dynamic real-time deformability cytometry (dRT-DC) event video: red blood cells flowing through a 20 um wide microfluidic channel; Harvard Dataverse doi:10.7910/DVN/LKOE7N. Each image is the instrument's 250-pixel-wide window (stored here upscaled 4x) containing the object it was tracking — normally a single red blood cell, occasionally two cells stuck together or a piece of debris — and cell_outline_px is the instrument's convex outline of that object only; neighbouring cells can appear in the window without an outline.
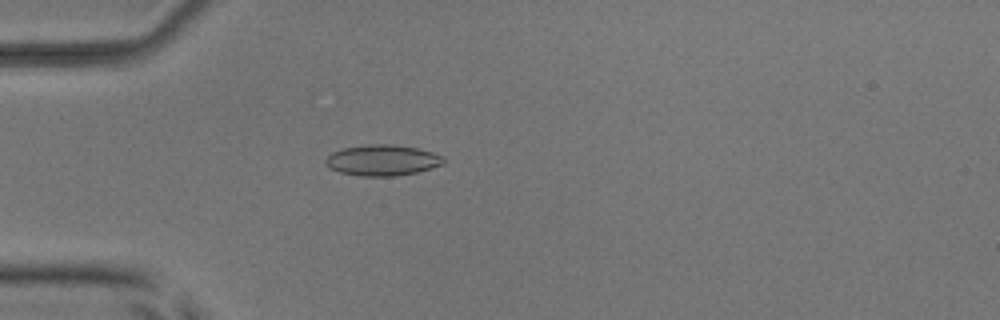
{"species": "common noctule bat (a hibernating species)", "species_latin": "Nyctalus noctula", "temperature_condition": "room temperature", "stored_images_in_passage": 36, "camera_frame_rate_fps": 3000, "um_per_image_px": 0.085, "animal": {"sex": "male", "body_mass_g": 17.9, "forearm_length_mm": 54.2}, "frame": {"image": 1, "passage_image": 1, "time_ms": 0.0, "image_size_px": [1000, 320], "cell_outline_px": [[444, 164], [432, 168], [416, 172], [396, 176], [360, 176], [340, 172], [324, 164], [324, 160], [332, 152], [344, 148], [368, 144], [392, 144], [416, 148], [432, 152], [444, 156]], "centroid_in_image_um": [32.51, 13.62], "position_along_channel_um": 52.5, "area_um2": 21.21}}
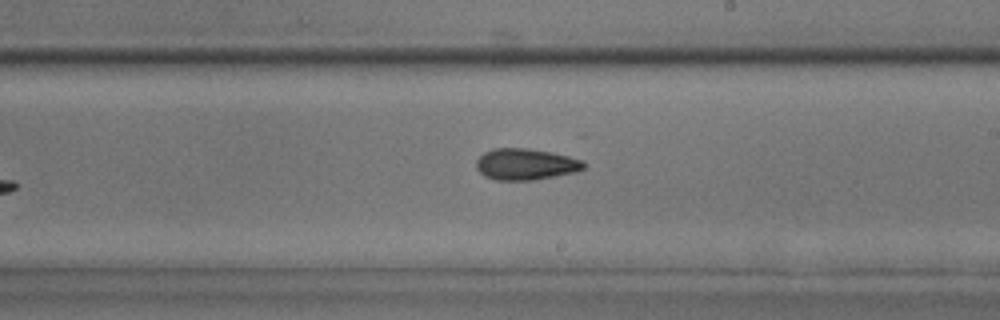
{"frame": {"image": 2, "passage_image": 17, "time_ms": 5.333, "image_size_px": [1000, 320], "cell_outline_px": [[588, 164], [584, 168], [576, 172], [532, 180], [496, 180], [484, 176], [476, 168], [476, 160], [484, 152], [492, 148], [528, 148], [552, 152], [584, 160]], "centroid_in_image_um": [44.69, 13.95], "position_along_channel_um": 244.3, "area_um2": 19.83}}
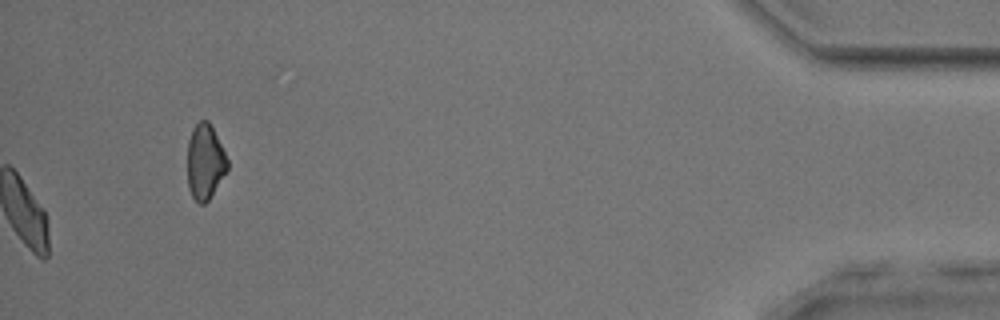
{"frame": {"image": 3, "passage_image": 36, "time_ms": 11.667, "image_size_px": [1000, 320], "cell_outline_px": [[228, 168], [208, 200], [204, 204], [200, 204], [192, 196], [188, 188], [188, 140], [192, 128], [200, 120], [208, 120], [228, 160]], "centroid_in_image_um": [17.41, 13.75], "position_along_channel_um": 417.8, "area_um2": 17.22}, "authors_computed_cell_mechanics": {"area_um2": 19.8254, "velocity_mm_per_s": 3.8285, "shape_relaxation_time_tau1_ms": 5.5171, "shape_relaxation_time_tau2_ms": 3.5572, "deformation_change_tau1": 0.1125, "deformation_change_tau2": 0.1023}}